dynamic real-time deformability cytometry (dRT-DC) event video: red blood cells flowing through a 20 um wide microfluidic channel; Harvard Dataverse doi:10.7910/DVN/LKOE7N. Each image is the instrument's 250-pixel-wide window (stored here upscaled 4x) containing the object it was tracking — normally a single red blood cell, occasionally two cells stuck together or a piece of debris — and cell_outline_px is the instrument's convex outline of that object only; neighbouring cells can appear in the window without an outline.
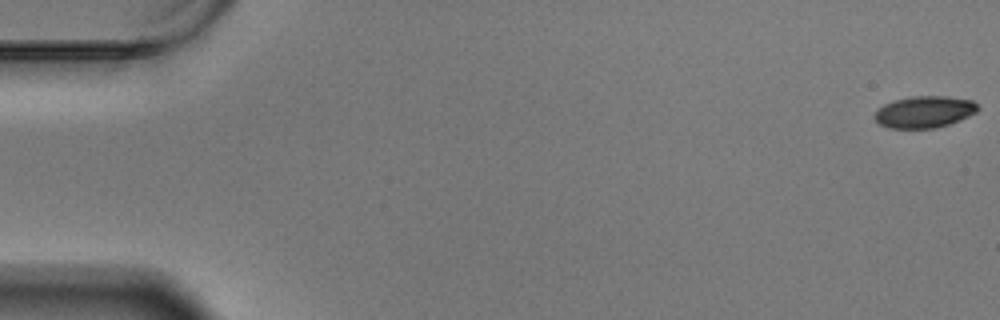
{"species": "Egyptian fruit bat (a non-hibernating species)", "species_latin": "Rousettus aegyptiacus", "temperature_condition": "warm", "stored_images_in_passage": 16, "camera_frame_rate_fps": 3000, "um_per_image_px": 0.085, "animal": {"sex": "male"}, "frame": {"image": 1, "passage_image": 1, "time_ms": 0.0, "image_size_px": [1000, 320], "cell_outline_px": [[980, 108], [976, 112], [960, 120], [948, 124], [932, 128], [888, 128], [880, 124], [876, 120], [876, 112], [884, 104], [896, 100], [912, 96], [948, 96], [972, 100]], "centroid_in_image_um": [78.6, 9.5], "position_along_channel_um": 6.4, "area_um2": 18.84}}